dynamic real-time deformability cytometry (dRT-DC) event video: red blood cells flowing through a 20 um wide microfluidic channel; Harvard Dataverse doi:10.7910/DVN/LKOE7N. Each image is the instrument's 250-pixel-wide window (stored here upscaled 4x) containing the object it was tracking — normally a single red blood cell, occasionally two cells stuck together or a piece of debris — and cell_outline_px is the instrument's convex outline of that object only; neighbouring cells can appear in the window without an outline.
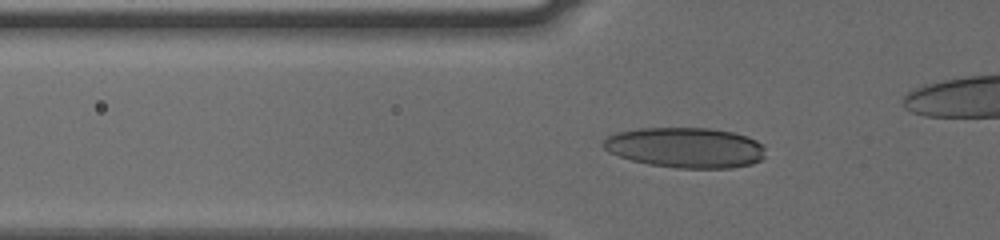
{"species": "human", "species_latin": "Homo sapiens", "temperature_condition": "cold", "stored_images_in_passage": 49, "camera_frame_rate_fps": 3000, "um_per_image_px": 0.085, "donor": {"sex": "male"}, "frame": {"image": 1, "passage_image": 20, "time_ms": 6.333, "image_size_px": [1000, 240], "cell_outline_px": [[764, 156], [760, 160], [752, 164], [732, 168], [676, 168], [648, 164], [632, 160], [608, 152], [600, 144], [608, 136], [616, 132], [640, 128], [712, 128], [732, 132], [748, 136], [756, 140], [764, 148]], "centroid_in_image_um": [58.25, 12.54], "position_along_channel_um": 67.5, "area_um2": 38.26}}
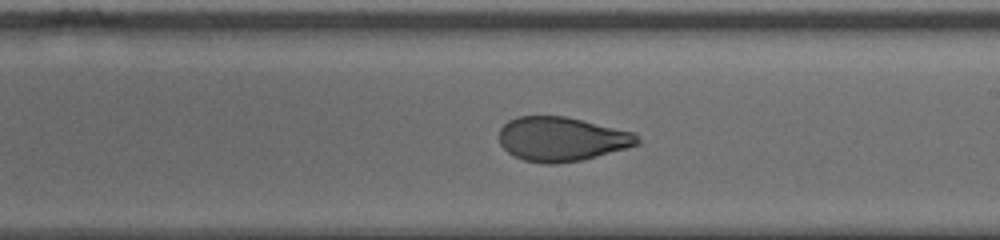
{"frame": {"image": 2, "passage_image": 34, "time_ms": 11.0, "image_size_px": [1000, 240], "cell_outline_px": [[640, 144], [596, 156], [580, 160], [556, 164], [544, 164], [524, 160], [512, 156], [500, 144], [500, 128], [508, 120], [520, 116], [564, 116], [636, 132], [640, 140]], "centroid_in_image_um": [47.74, 11.82], "position_along_channel_um": 241.3, "area_um2": 35.66}}
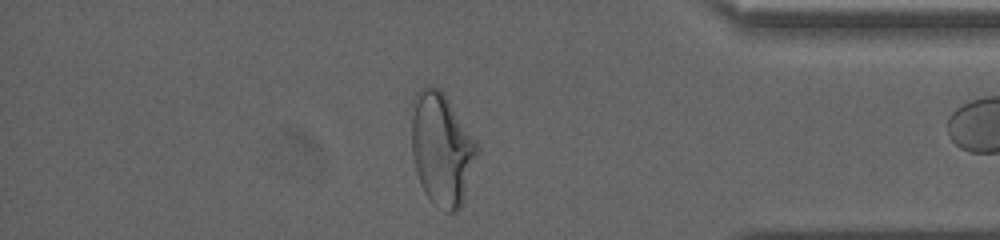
{"frame": {"image": 3, "passage_image": 48, "time_ms": 15.667, "image_size_px": [1000, 240], "cell_outline_px": [[480, 148], [460, 208], [456, 212], [448, 212], [432, 200], [424, 192], [420, 184], [416, 172], [412, 156], [412, 100], [416, 92], [424, 84], [432, 84], [440, 88], [476, 140]], "centroid_in_image_um": [37.53, 12.6], "position_along_channel_um": 397.7, "area_um2": 43.0}}